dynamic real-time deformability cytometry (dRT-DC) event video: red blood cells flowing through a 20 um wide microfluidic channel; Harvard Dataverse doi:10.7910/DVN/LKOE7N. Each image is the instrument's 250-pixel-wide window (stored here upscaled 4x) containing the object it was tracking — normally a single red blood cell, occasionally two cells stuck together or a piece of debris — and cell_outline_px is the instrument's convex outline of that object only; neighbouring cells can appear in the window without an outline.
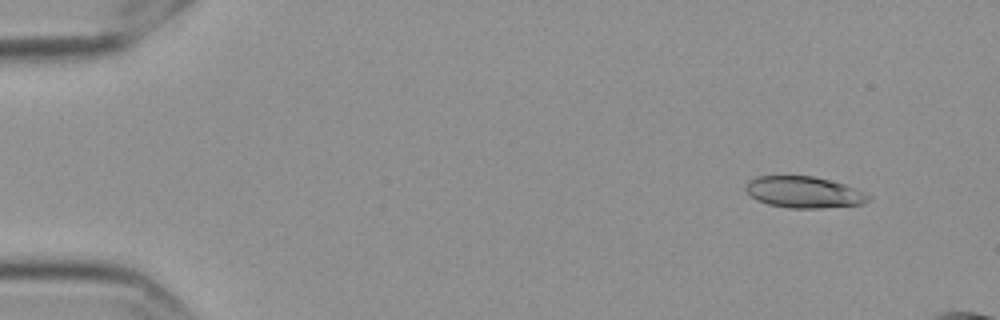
{"species": "Egyptian fruit bat (a non-hibernating species)", "species_latin": "Rousettus aegyptiacus", "temperature_condition": "cold", "stored_images_in_passage": 15, "camera_frame_rate_fps": 3000, "um_per_image_px": 0.085, "frame": {"image": 1, "passage_image": 5, "time_ms": 1.333, "image_size_px": [1000, 320], "cell_outline_px": [[872, 196], [864, 204], [820, 208], [788, 208], [768, 204], [756, 200], [744, 188], [748, 180], [756, 176], [812, 176], [844, 184], [864, 192]], "centroid_in_image_um": [68.32, 16.34], "position_along_channel_um": 16.7, "area_um2": 22.43}}